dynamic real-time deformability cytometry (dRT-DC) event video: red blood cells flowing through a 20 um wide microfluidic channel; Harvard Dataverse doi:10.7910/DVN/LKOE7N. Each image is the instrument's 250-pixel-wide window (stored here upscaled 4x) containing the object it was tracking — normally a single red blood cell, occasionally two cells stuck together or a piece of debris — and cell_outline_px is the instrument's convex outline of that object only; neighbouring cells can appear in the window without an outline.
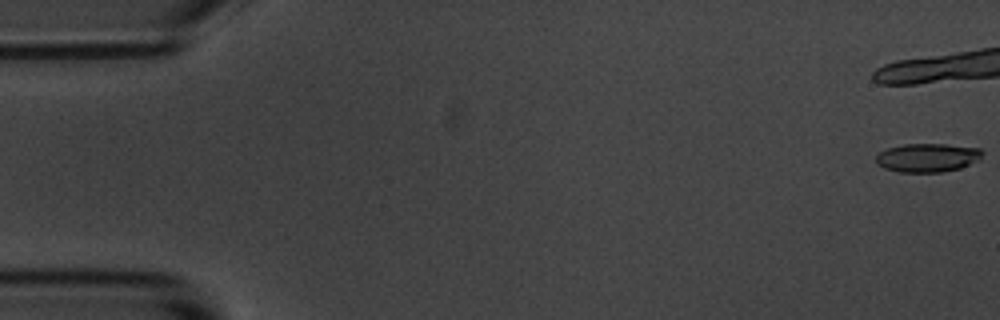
{"species": "common noctule bat (a hibernating species)", "species_latin": "Nyctalus noctula", "temperature_condition": "room temperature", "stored_images_in_passage": 14, "camera_frame_rate_fps": 3000, "um_per_image_px": 0.085, "animal": {"sex": "male", "body_mass_g": 20.1, "forearm_length_mm": 53.5}, "frame": {"image": 1, "passage_image": 1, "time_ms": 0.0, "image_size_px": [1000, 320], "cell_outline_px": [[984, 152], [980, 160], [960, 168], [944, 172], [900, 172], [884, 168], [876, 164], [876, 156], [880, 152], [888, 148], [904, 144], [944, 144], [980, 148]], "centroid_in_image_um": [78.86, 13.4], "position_along_channel_um": 6.1, "area_um2": 17.86}}